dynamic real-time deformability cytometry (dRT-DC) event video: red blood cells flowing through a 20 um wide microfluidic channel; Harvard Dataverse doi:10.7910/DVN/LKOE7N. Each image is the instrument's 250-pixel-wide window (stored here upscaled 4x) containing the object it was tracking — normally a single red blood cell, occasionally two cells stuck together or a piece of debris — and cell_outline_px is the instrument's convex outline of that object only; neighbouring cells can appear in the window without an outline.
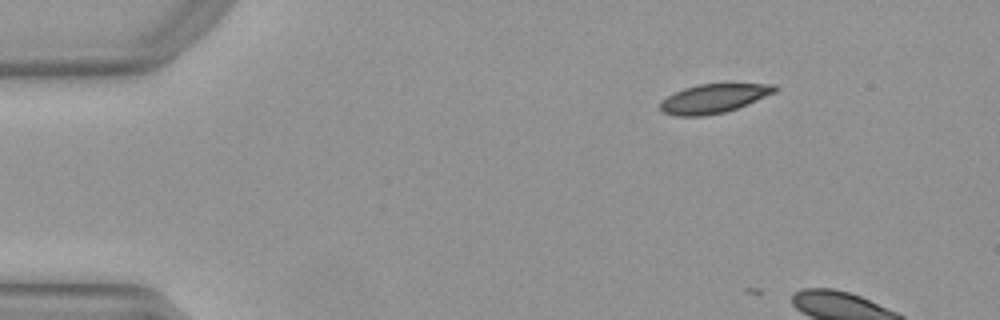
{"species": "Egyptian fruit bat (a non-hibernating species)", "species_latin": "Rousettus aegyptiacus", "temperature_condition": "warm", "stored_images_in_passage": 4, "camera_frame_rate_fps": 3000, "um_per_image_px": 0.085, "animal": {"sex": "female"}, "frame": {"image": 1, "passage_image": 2, "time_ms": 0.333, "image_size_px": [1000, 320], "cell_outline_px": [[776, 92], [736, 108], [724, 112], [704, 116], [676, 116], [664, 112], [660, 108], [660, 100], [684, 88], [700, 84], [776, 84]], "centroid_in_image_um": [60.64, 8.37], "position_along_channel_um": 24.4, "area_um2": 19.07}}